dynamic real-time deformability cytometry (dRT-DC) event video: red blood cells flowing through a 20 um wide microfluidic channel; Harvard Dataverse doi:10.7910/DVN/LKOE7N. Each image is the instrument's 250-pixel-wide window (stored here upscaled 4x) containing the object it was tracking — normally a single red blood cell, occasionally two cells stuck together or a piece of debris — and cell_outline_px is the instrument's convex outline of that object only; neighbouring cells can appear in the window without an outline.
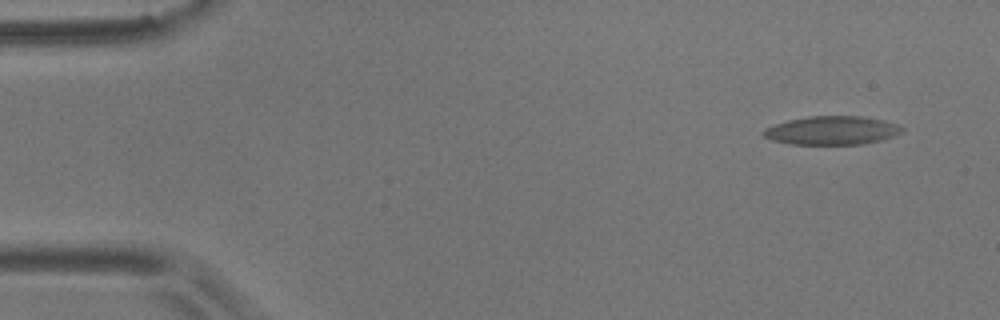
{"species": "common noctule bat (a hibernating species)", "species_latin": "Nyctalus noctula", "temperature_condition": "room temperature", "stored_images_in_passage": 6, "camera_frame_rate_fps": 3000, "um_per_image_px": 0.085, "animal": {"sex": "male", "body_mass_g": 17.9}, "frame": {"image": 1, "passage_image": 1, "time_ms": 0.0, "image_size_px": [1000, 320], "cell_outline_px": [[904, 132], [880, 140], [860, 144], [792, 144], [772, 140], [764, 136], [760, 132], [764, 128], [788, 120], [808, 116], [860, 116], [884, 120], [900, 124], [904, 128]], "centroid_in_image_um": [70.73, 11.08], "position_along_channel_um": 14.3, "area_um2": 23.12}}